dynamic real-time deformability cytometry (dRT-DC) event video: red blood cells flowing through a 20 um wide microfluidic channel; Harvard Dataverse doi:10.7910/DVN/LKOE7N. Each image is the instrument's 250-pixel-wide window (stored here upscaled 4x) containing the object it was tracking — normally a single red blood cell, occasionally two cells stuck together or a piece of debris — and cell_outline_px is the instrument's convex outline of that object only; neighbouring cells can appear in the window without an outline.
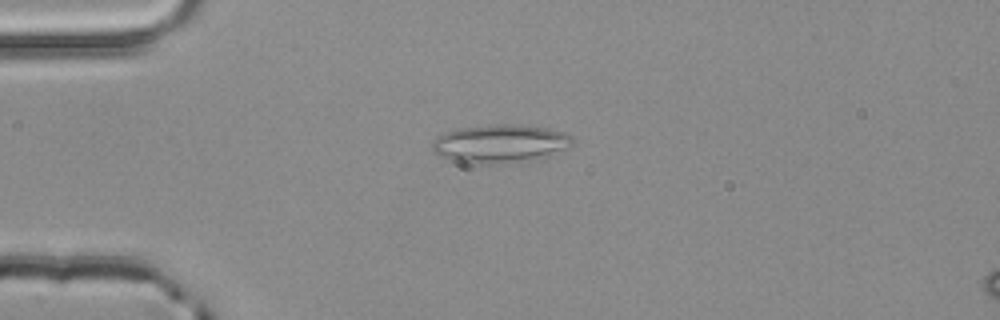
{"species": "common noctule bat (a hibernating species)", "species_latin": "Nyctalus noctula", "temperature_condition": "room temperature", "stored_images_in_passage": 2, "camera_frame_rate_fps": 3000, "um_per_image_px": 0.085, "animal": {"sex": "male", "body_mass_g": 20.4}, "frame": {"image": 1, "passage_image": 2, "time_ms": 0.333, "image_size_px": [1000, 320], "cell_outline_px": [[572, 144], [548, 156], [488, 164], [480, 164], [452, 160], [440, 156], [432, 152], [432, 140], [448, 132], [460, 128], [504, 124], [512, 124], [548, 128], [564, 132], [572, 136]], "centroid_in_image_um": [42.47, 12.2], "position_along_channel_um": 42.5, "area_um2": 30.46}}